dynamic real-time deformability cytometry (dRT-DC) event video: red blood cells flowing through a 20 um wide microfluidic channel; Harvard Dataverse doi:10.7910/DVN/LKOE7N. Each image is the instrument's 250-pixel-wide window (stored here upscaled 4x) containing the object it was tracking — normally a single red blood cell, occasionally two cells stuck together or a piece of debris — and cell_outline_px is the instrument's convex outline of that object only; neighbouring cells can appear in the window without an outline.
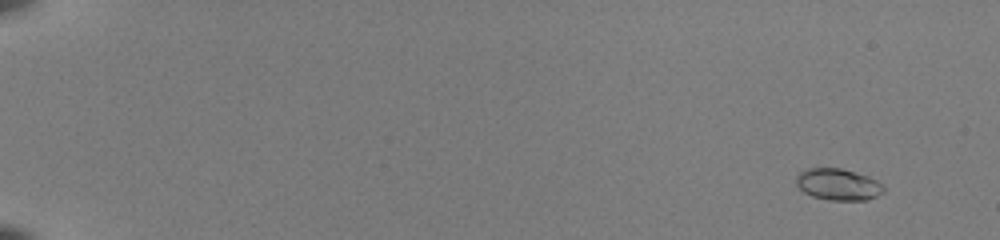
{"species": "common noctule bat (a hibernating species)", "species_latin": "Nyctalus noctula", "temperature_condition": "room temperature", "stored_images_in_passage": 55, "camera_frame_rate_fps": 3000, "um_per_image_px": 0.085, "animal": {"sex": "female", "body_mass_g": 22.0, "forearm_length_mm": 56.7}, "frame": {"image": 1, "passage_image": 5, "time_ms": 1.333, "image_size_px": [1000, 240], "cell_outline_px": [[884, 192], [868, 200], [828, 200], [812, 196], [804, 192], [796, 184], [796, 176], [804, 168], [840, 168], [868, 176], [884, 184]], "centroid_in_image_um": [71.24, 15.67], "position_along_channel_um": 13.8, "area_um2": 16.18}}
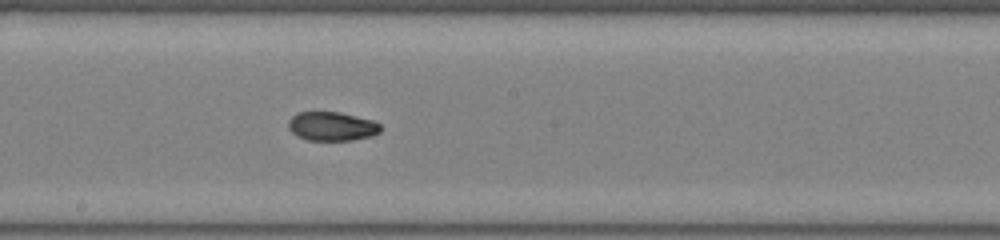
{"frame": {"image": 2, "passage_image": 34, "time_ms": 11.0, "image_size_px": [1000, 240], "cell_outline_px": [[380, 132], [372, 136], [352, 140], [308, 140], [296, 136], [288, 128], [288, 120], [296, 112], [340, 112], [372, 120], [380, 124]], "centroid_in_image_um": [28.18, 10.73], "position_along_channel_um": 220.0, "area_um2": 15.61}}
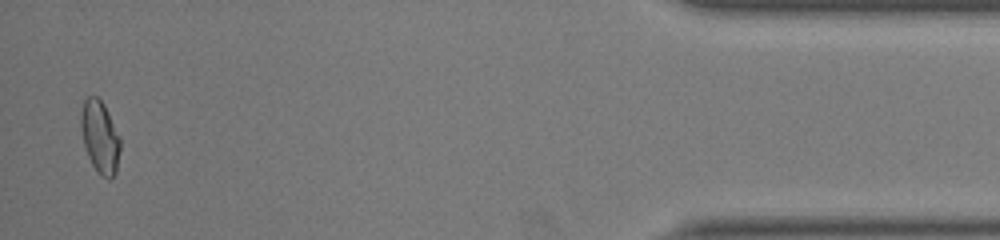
{"frame": {"image": 3, "passage_image": 54, "time_ms": 17.667, "image_size_px": [1000, 240], "cell_outline_px": [[120, 148], [116, 172], [108, 180], [100, 176], [92, 164], [88, 156], [84, 144], [80, 128], [80, 112], [84, 100], [88, 96], [96, 96], [104, 104], [120, 136]], "centroid_in_image_um": [8.49, 11.63], "position_along_channel_um": 426.7, "area_um2": 16.7}, "authors_computed_cell_mechanics": {"area_um2": 15.895, "velocity_mm_per_s": 4.0132, "shape_relaxation_time_tau1_ms": 5.6629, "shape_relaxation_time_tau2_ms": 1.9839, "deformation_change_tau1": 0.1872, "deformation_change_tau2": 0.0369}}